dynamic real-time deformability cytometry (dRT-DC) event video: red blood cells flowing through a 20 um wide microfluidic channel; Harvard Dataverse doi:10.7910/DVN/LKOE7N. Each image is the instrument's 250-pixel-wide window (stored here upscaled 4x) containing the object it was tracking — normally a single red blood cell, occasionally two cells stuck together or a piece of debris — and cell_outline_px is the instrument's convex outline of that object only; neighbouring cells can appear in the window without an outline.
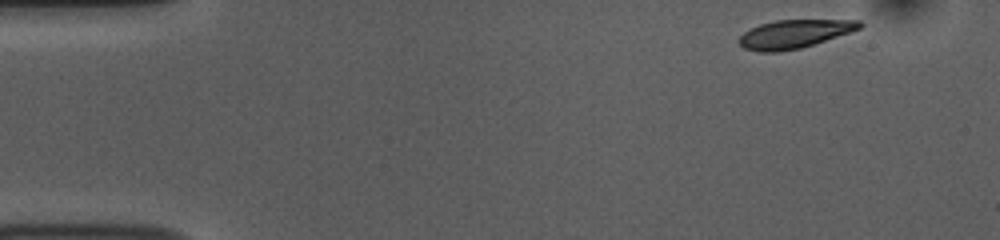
{"species": "common noctule bat (a hibernating species)", "species_latin": "Nyctalus noctula", "temperature_condition": "room temperature", "stored_images_in_passage": 49, "camera_frame_rate_fps": 3000, "um_per_image_px": 0.085, "animal": {"sex": "female", "body_mass_g": 10.0, "forearm_length_mm": 53.1}, "frame": {"image": 1, "passage_image": 1, "time_ms": 0.0, "image_size_px": [1000, 240], "cell_outline_px": [[864, 24], [860, 28], [800, 48], [776, 52], [760, 52], [744, 48], [736, 40], [744, 32], [760, 24], [776, 20], [860, 20]], "centroid_in_image_um": [67.46, 2.88], "position_along_channel_um": 17.5, "area_um2": 19.59}}
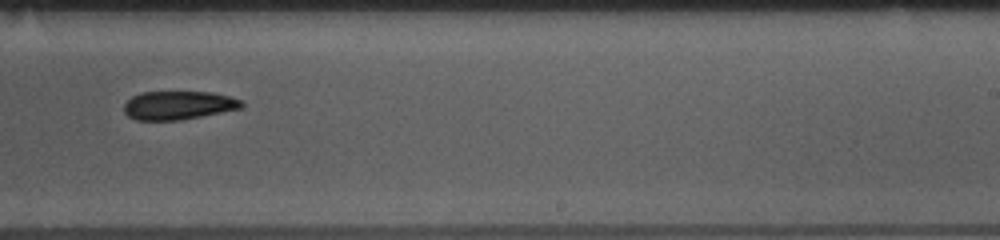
{"frame": {"image": 2, "passage_image": 29, "time_ms": 9.333, "image_size_px": [1000, 240], "cell_outline_px": [[244, 108], [180, 120], [136, 120], [128, 116], [124, 112], [124, 104], [132, 96], [140, 92], [212, 92], [228, 96], [240, 100], [244, 104]], "centroid_in_image_um": [15.16, 8.95], "position_along_channel_um": 273.8, "area_um2": 19.59}}
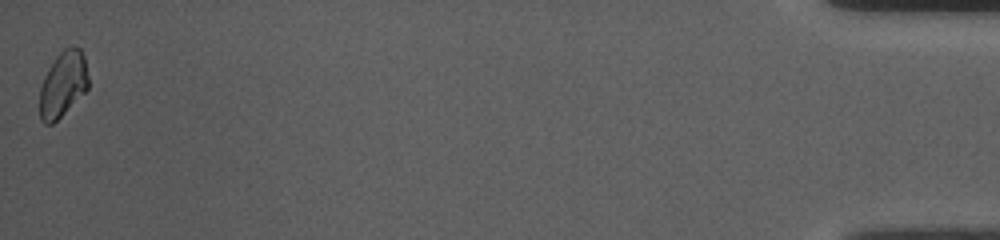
{"frame": {"image": 3, "passage_image": 49, "time_ms": 16.0, "image_size_px": [1000, 240], "cell_outline_px": [[88, 88], [52, 124], [44, 124], [40, 120], [40, 88], [44, 76], [48, 68], [56, 56], [64, 48], [72, 44], [80, 48], [84, 56], [88, 76]], "centroid_in_image_um": [5.34, 7.11], "position_along_channel_um": 429.9, "area_um2": 18.5}, "authors_computed_cell_mechanics": {"area_um2": 20.23, "velocity_mm_per_s": 3.7507, "shape_relaxation_time_tau1_ms": 2.4111, "shape_relaxation_time_tau2_ms": null, "deformation_change_tau1": 0.1124, "deformation_change_tau2": null}}